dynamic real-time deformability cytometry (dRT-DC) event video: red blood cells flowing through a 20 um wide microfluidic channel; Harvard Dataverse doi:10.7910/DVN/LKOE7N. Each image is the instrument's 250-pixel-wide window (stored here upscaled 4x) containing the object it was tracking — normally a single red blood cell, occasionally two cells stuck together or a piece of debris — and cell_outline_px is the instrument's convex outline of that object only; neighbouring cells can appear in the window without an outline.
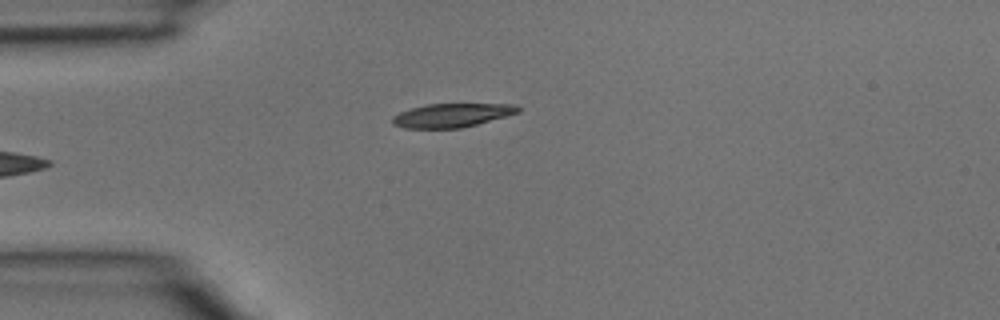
{"species": "common noctule bat (a hibernating species)", "species_latin": "Nyctalus noctula", "temperature_condition": "room temperature", "stored_images_in_passage": 3, "camera_frame_rate_fps": 3000, "um_per_image_px": 0.085, "animal": {"sex": "male", "body_mass_g": 15.6}, "frame": {"image": 1, "passage_image": 3, "time_ms": 0.667, "image_size_px": [1000, 320], "cell_outline_px": [[520, 112], [476, 124], [460, 128], [404, 128], [392, 124], [392, 116], [400, 112], [412, 108], [428, 104], [516, 104], [520, 108]], "centroid_in_image_um": [38.39, 9.8], "position_along_channel_um": 46.6, "area_um2": 17.22}}